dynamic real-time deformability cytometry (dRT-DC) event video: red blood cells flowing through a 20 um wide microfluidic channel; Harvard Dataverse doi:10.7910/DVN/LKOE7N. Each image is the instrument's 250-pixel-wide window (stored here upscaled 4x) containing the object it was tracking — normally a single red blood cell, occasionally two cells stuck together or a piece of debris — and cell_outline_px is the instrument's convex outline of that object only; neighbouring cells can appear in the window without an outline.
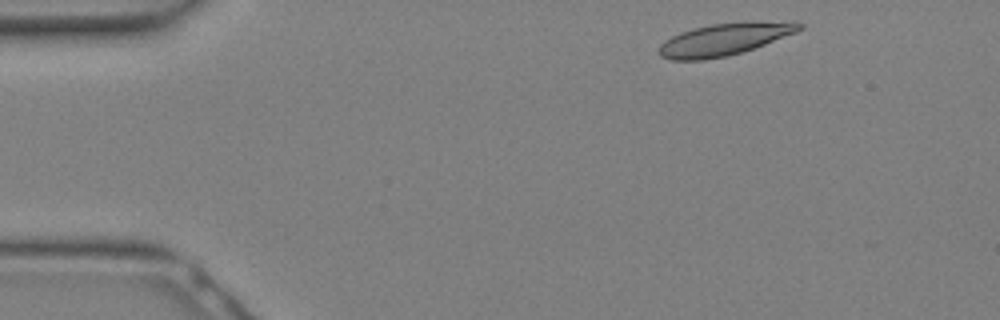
{"species": "Egyptian fruit bat (a non-hibernating species)", "species_latin": "Rousettus aegyptiacus", "temperature_condition": "warm", "stored_images_in_passage": 17, "camera_frame_rate_fps": 3000, "um_per_image_px": 0.085, "animal": {"sex": "female"}, "frame": {"image": 1, "passage_image": 1, "time_ms": 0.0, "image_size_px": [1000, 320], "cell_outline_px": [[804, 28], [796, 32], [764, 44], [740, 52], [724, 56], [704, 60], [672, 60], [660, 56], [660, 44], [664, 40], [680, 32], [692, 28], [712, 24], [744, 20], [792, 20], [804, 24]], "centroid_in_image_um": [61.64, 3.29], "position_along_channel_um": 23.4, "area_um2": 26.7}}
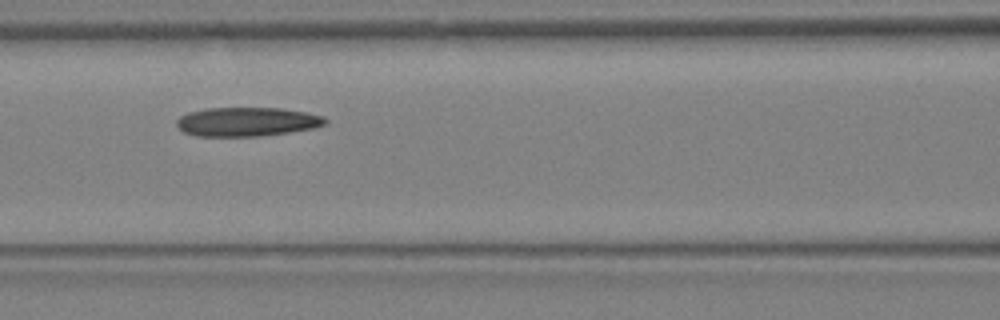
{"frame": {"image": 2, "passage_image": 10, "time_ms": 3.0, "image_size_px": [1000, 320], "cell_outline_px": [[328, 124], [316, 128], [260, 136], [196, 136], [184, 132], [176, 124], [176, 120], [180, 116], [188, 112], [204, 108], [280, 108], [308, 112], [324, 116], [328, 120]], "centroid_in_image_um": [21.03, 10.34], "position_along_channel_um": 145.6, "area_um2": 25.37}}
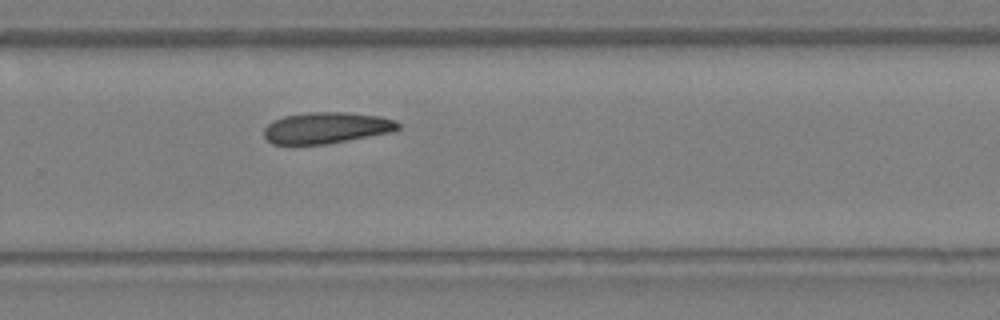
{"frame": {"image": 3, "passage_image": 17, "time_ms": 5.333, "image_size_px": [1000, 320], "cell_outline_px": [[400, 128], [396, 132], [328, 144], [272, 144], [264, 136], [264, 128], [272, 120], [284, 116], [308, 112], [352, 112], [380, 116], [396, 120], [400, 124]], "centroid_in_image_um": [27.81, 10.86], "position_along_channel_um": 302.0, "area_um2": 24.91}}